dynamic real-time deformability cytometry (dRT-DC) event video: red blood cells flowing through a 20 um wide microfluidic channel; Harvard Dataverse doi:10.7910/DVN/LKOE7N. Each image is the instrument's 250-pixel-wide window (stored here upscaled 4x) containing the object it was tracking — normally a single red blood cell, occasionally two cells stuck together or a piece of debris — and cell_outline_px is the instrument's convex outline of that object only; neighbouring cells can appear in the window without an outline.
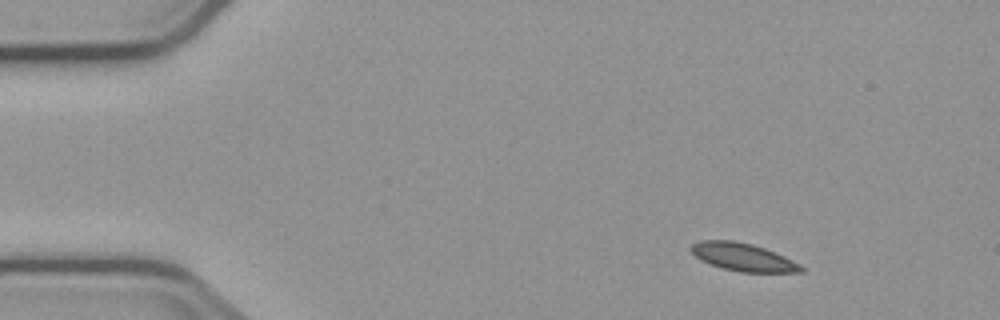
{"species": "common noctule bat (a hibernating species)", "species_latin": "Nyctalus noctula", "temperature_condition": "cold", "stored_images_in_passage": 7, "camera_frame_rate_fps": 3000, "um_per_image_px": 0.085, "animal": {"sex": "male", "body_mass_g": 23.1, "forearm_length_mm": 52.7}, "frame": {"image": 1, "passage_image": 1, "time_ms": 0.0, "image_size_px": [1000, 320], "cell_outline_px": [[804, 272], [740, 272], [720, 268], [700, 260], [688, 248], [692, 244], [700, 240], [732, 240], [752, 244], [764, 248], [784, 256], [800, 264], [804, 268]], "centroid_in_image_um": [63.13, 21.85], "position_along_channel_um": 21.9, "area_um2": 17.92}}
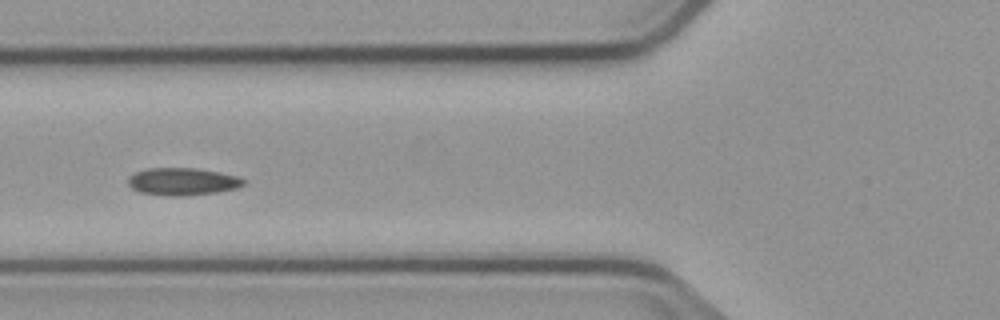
{"frame": {"image": 2, "passage_image": 5, "time_ms": 4.667, "image_size_px": [1000, 320], "cell_outline_px": [[248, 180], [244, 184], [236, 188], [216, 192], [184, 196], [172, 196], [140, 192], [132, 188], [128, 184], [128, 176], [136, 172], [148, 168], [196, 168], [220, 172], [236, 176]], "centroid_in_image_um": [15.52, 15.42], "position_along_channel_um": 110.3, "area_um2": 18.44}}
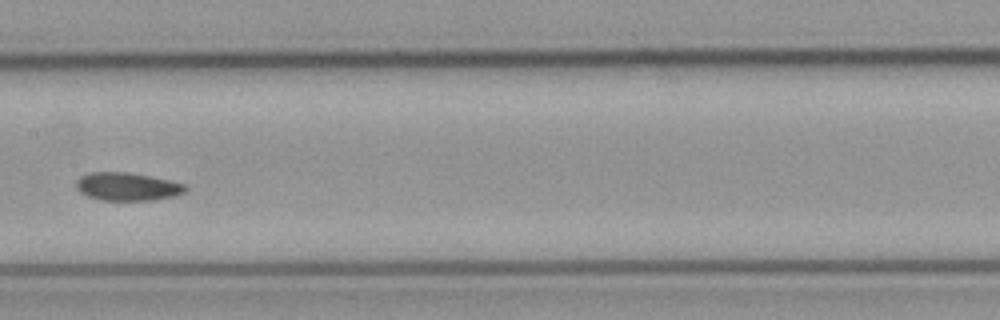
{"frame": {"image": 3, "passage_image": 7, "time_ms": 7.0, "image_size_px": [1000, 320], "cell_outline_px": [[188, 188], [184, 192], [176, 196], [156, 200], [100, 200], [88, 196], [80, 192], [76, 188], [76, 180], [80, 176], [88, 172], [128, 172], [188, 184]], "centroid_in_image_um": [10.83, 15.86], "position_along_channel_um": 196.6, "area_um2": 18.03}}